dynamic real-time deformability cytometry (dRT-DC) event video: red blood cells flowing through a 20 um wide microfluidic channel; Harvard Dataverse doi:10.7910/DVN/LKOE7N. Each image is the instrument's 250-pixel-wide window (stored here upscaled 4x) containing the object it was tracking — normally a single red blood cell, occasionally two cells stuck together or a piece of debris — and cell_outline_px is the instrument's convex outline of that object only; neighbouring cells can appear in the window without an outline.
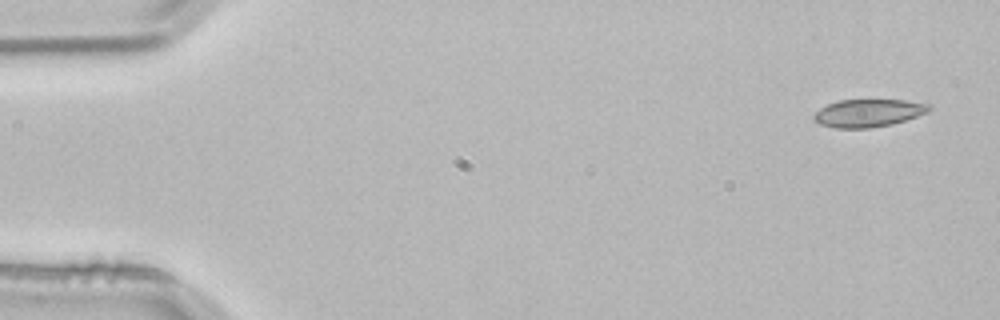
{"species": "common noctule bat (a hibernating species)", "species_latin": "Nyctalus noctula", "temperature_condition": "room temperature", "stored_images_in_passage": 4, "camera_frame_rate_fps": 3000, "um_per_image_px": 0.085, "animal": {"sex": "male", "body_mass_g": 21.5, "forearm_length_mm": 52.0}, "frame": {"image": 1, "passage_image": 1, "time_ms": 0.0, "image_size_px": [1000, 320], "cell_outline_px": [[932, 108], [928, 112], [892, 124], [872, 128], [836, 128], [820, 124], [812, 120], [812, 116], [820, 108], [828, 104], [840, 100], [904, 100], [932, 104]], "centroid_in_image_um": [73.8, 9.61], "position_along_channel_um": 11.2, "area_um2": 18.67}}
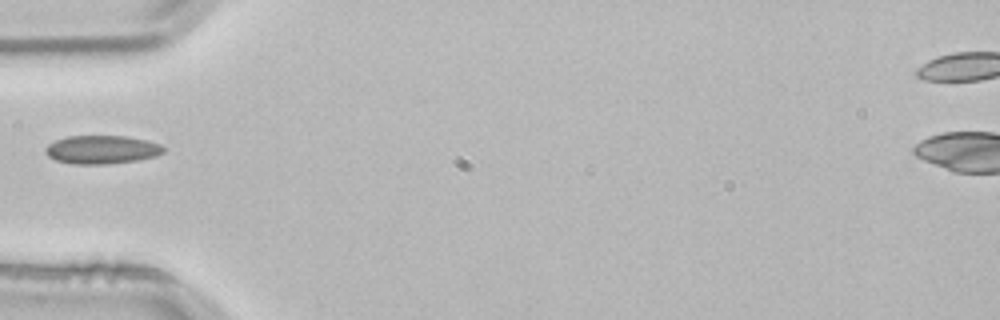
{"frame": {"image": 2, "passage_image": 4, "time_ms": 1.0, "image_size_px": [1000, 320], "cell_outline_px": [[164, 152], [156, 156], [136, 160], [108, 164], [72, 164], [56, 160], [48, 156], [44, 152], [44, 148], [48, 144], [56, 140], [68, 136], [124, 136], [148, 140], [160, 144], [164, 148]], "centroid_in_image_um": [8.64, 12.72], "position_along_channel_um": 76.4, "area_um2": 19.59}}